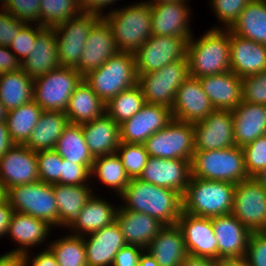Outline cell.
<instances>
[{
	"instance_id": "cell-1",
	"label": "cell",
	"mask_w": 266,
	"mask_h": 266,
	"mask_svg": "<svg viewBox=\"0 0 266 266\" xmlns=\"http://www.w3.org/2000/svg\"><path fill=\"white\" fill-rule=\"evenodd\" d=\"M125 210L145 213L157 218L164 225H176L183 211L182 195L139 178L130 179L128 186L118 196Z\"/></svg>"
},
{
	"instance_id": "cell-2",
	"label": "cell",
	"mask_w": 266,
	"mask_h": 266,
	"mask_svg": "<svg viewBox=\"0 0 266 266\" xmlns=\"http://www.w3.org/2000/svg\"><path fill=\"white\" fill-rule=\"evenodd\" d=\"M188 40L189 75L200 78L230 71V29H210Z\"/></svg>"
},
{
	"instance_id": "cell-3",
	"label": "cell",
	"mask_w": 266,
	"mask_h": 266,
	"mask_svg": "<svg viewBox=\"0 0 266 266\" xmlns=\"http://www.w3.org/2000/svg\"><path fill=\"white\" fill-rule=\"evenodd\" d=\"M119 52L135 53L152 36L151 6L144 0L115 7L103 17Z\"/></svg>"
},
{
	"instance_id": "cell-4",
	"label": "cell",
	"mask_w": 266,
	"mask_h": 266,
	"mask_svg": "<svg viewBox=\"0 0 266 266\" xmlns=\"http://www.w3.org/2000/svg\"><path fill=\"white\" fill-rule=\"evenodd\" d=\"M235 184L192 177L182 196L183 212L213 218L232 212Z\"/></svg>"
},
{
	"instance_id": "cell-5",
	"label": "cell",
	"mask_w": 266,
	"mask_h": 266,
	"mask_svg": "<svg viewBox=\"0 0 266 266\" xmlns=\"http://www.w3.org/2000/svg\"><path fill=\"white\" fill-rule=\"evenodd\" d=\"M83 80L106 104L120 92L138 84L135 55L118 52L102 66L90 71Z\"/></svg>"
},
{
	"instance_id": "cell-6",
	"label": "cell",
	"mask_w": 266,
	"mask_h": 266,
	"mask_svg": "<svg viewBox=\"0 0 266 266\" xmlns=\"http://www.w3.org/2000/svg\"><path fill=\"white\" fill-rule=\"evenodd\" d=\"M191 176L206 180L237 184L249 177L242 147L195 151L191 160Z\"/></svg>"
},
{
	"instance_id": "cell-7",
	"label": "cell",
	"mask_w": 266,
	"mask_h": 266,
	"mask_svg": "<svg viewBox=\"0 0 266 266\" xmlns=\"http://www.w3.org/2000/svg\"><path fill=\"white\" fill-rule=\"evenodd\" d=\"M83 76L71 67H59L34 79L33 100L43 111L66 112L70 97Z\"/></svg>"
},
{
	"instance_id": "cell-8",
	"label": "cell",
	"mask_w": 266,
	"mask_h": 266,
	"mask_svg": "<svg viewBox=\"0 0 266 266\" xmlns=\"http://www.w3.org/2000/svg\"><path fill=\"white\" fill-rule=\"evenodd\" d=\"M4 196L14 211L42 219L58 229V208L52 184L41 181L9 188Z\"/></svg>"
},
{
	"instance_id": "cell-9",
	"label": "cell",
	"mask_w": 266,
	"mask_h": 266,
	"mask_svg": "<svg viewBox=\"0 0 266 266\" xmlns=\"http://www.w3.org/2000/svg\"><path fill=\"white\" fill-rule=\"evenodd\" d=\"M189 76L188 61L185 57L155 72L138 74V85L142 89L145 103L171 109L178 88Z\"/></svg>"
},
{
	"instance_id": "cell-10",
	"label": "cell",
	"mask_w": 266,
	"mask_h": 266,
	"mask_svg": "<svg viewBox=\"0 0 266 266\" xmlns=\"http://www.w3.org/2000/svg\"><path fill=\"white\" fill-rule=\"evenodd\" d=\"M144 146L149 157L192 160L195 152L194 125L173 119L149 137Z\"/></svg>"
},
{
	"instance_id": "cell-11",
	"label": "cell",
	"mask_w": 266,
	"mask_h": 266,
	"mask_svg": "<svg viewBox=\"0 0 266 266\" xmlns=\"http://www.w3.org/2000/svg\"><path fill=\"white\" fill-rule=\"evenodd\" d=\"M100 18L95 14L80 12L66 22L53 27L61 67L75 68L78 65L90 29Z\"/></svg>"
},
{
	"instance_id": "cell-12",
	"label": "cell",
	"mask_w": 266,
	"mask_h": 266,
	"mask_svg": "<svg viewBox=\"0 0 266 266\" xmlns=\"http://www.w3.org/2000/svg\"><path fill=\"white\" fill-rule=\"evenodd\" d=\"M231 214L251 232H266V190L255 178L235 184Z\"/></svg>"
},
{
	"instance_id": "cell-13",
	"label": "cell",
	"mask_w": 266,
	"mask_h": 266,
	"mask_svg": "<svg viewBox=\"0 0 266 266\" xmlns=\"http://www.w3.org/2000/svg\"><path fill=\"white\" fill-rule=\"evenodd\" d=\"M187 40L180 36L152 35L134 53L137 74L155 72L186 57Z\"/></svg>"
},
{
	"instance_id": "cell-14",
	"label": "cell",
	"mask_w": 266,
	"mask_h": 266,
	"mask_svg": "<svg viewBox=\"0 0 266 266\" xmlns=\"http://www.w3.org/2000/svg\"><path fill=\"white\" fill-rule=\"evenodd\" d=\"M195 151L227 149L236 146L232 111L214 110L204 120L194 123Z\"/></svg>"
},
{
	"instance_id": "cell-15",
	"label": "cell",
	"mask_w": 266,
	"mask_h": 266,
	"mask_svg": "<svg viewBox=\"0 0 266 266\" xmlns=\"http://www.w3.org/2000/svg\"><path fill=\"white\" fill-rule=\"evenodd\" d=\"M38 181L36 152L24 144H14L0 158V184L4 193L14 186Z\"/></svg>"
},
{
	"instance_id": "cell-16",
	"label": "cell",
	"mask_w": 266,
	"mask_h": 266,
	"mask_svg": "<svg viewBox=\"0 0 266 266\" xmlns=\"http://www.w3.org/2000/svg\"><path fill=\"white\" fill-rule=\"evenodd\" d=\"M172 120L170 108L145 103L139 112L119 125L120 142L144 144L149 137Z\"/></svg>"
},
{
	"instance_id": "cell-17",
	"label": "cell",
	"mask_w": 266,
	"mask_h": 266,
	"mask_svg": "<svg viewBox=\"0 0 266 266\" xmlns=\"http://www.w3.org/2000/svg\"><path fill=\"white\" fill-rule=\"evenodd\" d=\"M188 255L218 260V244L212 218L193 216L182 211L177 220Z\"/></svg>"
},
{
	"instance_id": "cell-18",
	"label": "cell",
	"mask_w": 266,
	"mask_h": 266,
	"mask_svg": "<svg viewBox=\"0 0 266 266\" xmlns=\"http://www.w3.org/2000/svg\"><path fill=\"white\" fill-rule=\"evenodd\" d=\"M53 228V226L42 219L14 211L6 236L10 237V241L14 245L17 244V247L6 252V254L22 256L29 251L32 253V250L38 246L41 247L43 245L44 247L43 242H50L49 238L52 235L50 233H52Z\"/></svg>"
},
{
	"instance_id": "cell-19",
	"label": "cell",
	"mask_w": 266,
	"mask_h": 266,
	"mask_svg": "<svg viewBox=\"0 0 266 266\" xmlns=\"http://www.w3.org/2000/svg\"><path fill=\"white\" fill-rule=\"evenodd\" d=\"M191 178V160L149 157L139 179L184 195Z\"/></svg>"
},
{
	"instance_id": "cell-20",
	"label": "cell",
	"mask_w": 266,
	"mask_h": 266,
	"mask_svg": "<svg viewBox=\"0 0 266 266\" xmlns=\"http://www.w3.org/2000/svg\"><path fill=\"white\" fill-rule=\"evenodd\" d=\"M189 1L160 3L151 6L152 35L180 36L187 41L193 36Z\"/></svg>"
},
{
	"instance_id": "cell-21",
	"label": "cell",
	"mask_w": 266,
	"mask_h": 266,
	"mask_svg": "<svg viewBox=\"0 0 266 266\" xmlns=\"http://www.w3.org/2000/svg\"><path fill=\"white\" fill-rule=\"evenodd\" d=\"M171 110L173 119L194 124L204 120L215 109L199 79L189 76L178 88Z\"/></svg>"
},
{
	"instance_id": "cell-22",
	"label": "cell",
	"mask_w": 266,
	"mask_h": 266,
	"mask_svg": "<svg viewBox=\"0 0 266 266\" xmlns=\"http://www.w3.org/2000/svg\"><path fill=\"white\" fill-rule=\"evenodd\" d=\"M109 24L100 18L90 29L81 59L75 67L83 77L118 53Z\"/></svg>"
},
{
	"instance_id": "cell-23",
	"label": "cell",
	"mask_w": 266,
	"mask_h": 266,
	"mask_svg": "<svg viewBox=\"0 0 266 266\" xmlns=\"http://www.w3.org/2000/svg\"><path fill=\"white\" fill-rule=\"evenodd\" d=\"M212 227L218 244V260L243 258L251 231L234 215H220L212 218Z\"/></svg>"
},
{
	"instance_id": "cell-24",
	"label": "cell",
	"mask_w": 266,
	"mask_h": 266,
	"mask_svg": "<svg viewBox=\"0 0 266 266\" xmlns=\"http://www.w3.org/2000/svg\"><path fill=\"white\" fill-rule=\"evenodd\" d=\"M83 239L88 266H112L116 253L127 245L116 221Z\"/></svg>"
},
{
	"instance_id": "cell-25",
	"label": "cell",
	"mask_w": 266,
	"mask_h": 266,
	"mask_svg": "<svg viewBox=\"0 0 266 266\" xmlns=\"http://www.w3.org/2000/svg\"><path fill=\"white\" fill-rule=\"evenodd\" d=\"M230 71L240 78L266 71V45L230 30Z\"/></svg>"
},
{
	"instance_id": "cell-26",
	"label": "cell",
	"mask_w": 266,
	"mask_h": 266,
	"mask_svg": "<svg viewBox=\"0 0 266 266\" xmlns=\"http://www.w3.org/2000/svg\"><path fill=\"white\" fill-rule=\"evenodd\" d=\"M215 110L233 111L242 101V78L234 72L198 78Z\"/></svg>"
},
{
	"instance_id": "cell-27",
	"label": "cell",
	"mask_w": 266,
	"mask_h": 266,
	"mask_svg": "<svg viewBox=\"0 0 266 266\" xmlns=\"http://www.w3.org/2000/svg\"><path fill=\"white\" fill-rule=\"evenodd\" d=\"M116 222L121 229L127 245H133L147 249L149 243L165 226L157 218L145 213L118 207Z\"/></svg>"
},
{
	"instance_id": "cell-28",
	"label": "cell",
	"mask_w": 266,
	"mask_h": 266,
	"mask_svg": "<svg viewBox=\"0 0 266 266\" xmlns=\"http://www.w3.org/2000/svg\"><path fill=\"white\" fill-rule=\"evenodd\" d=\"M58 208V227L68 230L96 190L92 185L52 184Z\"/></svg>"
},
{
	"instance_id": "cell-29",
	"label": "cell",
	"mask_w": 266,
	"mask_h": 266,
	"mask_svg": "<svg viewBox=\"0 0 266 266\" xmlns=\"http://www.w3.org/2000/svg\"><path fill=\"white\" fill-rule=\"evenodd\" d=\"M61 67L58 46L53 28H45L38 36L21 69L30 77L37 78Z\"/></svg>"
},
{
	"instance_id": "cell-30",
	"label": "cell",
	"mask_w": 266,
	"mask_h": 266,
	"mask_svg": "<svg viewBox=\"0 0 266 266\" xmlns=\"http://www.w3.org/2000/svg\"><path fill=\"white\" fill-rule=\"evenodd\" d=\"M85 142L93 158L116 153L120 144L119 124L106 113L81 124Z\"/></svg>"
},
{
	"instance_id": "cell-31",
	"label": "cell",
	"mask_w": 266,
	"mask_h": 266,
	"mask_svg": "<svg viewBox=\"0 0 266 266\" xmlns=\"http://www.w3.org/2000/svg\"><path fill=\"white\" fill-rule=\"evenodd\" d=\"M235 145L243 147L266 134V105L241 101L232 111Z\"/></svg>"
},
{
	"instance_id": "cell-32",
	"label": "cell",
	"mask_w": 266,
	"mask_h": 266,
	"mask_svg": "<svg viewBox=\"0 0 266 266\" xmlns=\"http://www.w3.org/2000/svg\"><path fill=\"white\" fill-rule=\"evenodd\" d=\"M110 200L97 195V192L85 204L76 222L69 228L72 235L87 236L116 221V206ZM72 230V231H71Z\"/></svg>"
},
{
	"instance_id": "cell-33",
	"label": "cell",
	"mask_w": 266,
	"mask_h": 266,
	"mask_svg": "<svg viewBox=\"0 0 266 266\" xmlns=\"http://www.w3.org/2000/svg\"><path fill=\"white\" fill-rule=\"evenodd\" d=\"M148 251L159 266H181L188 256L183 234L176 225H165L149 243Z\"/></svg>"
},
{
	"instance_id": "cell-34",
	"label": "cell",
	"mask_w": 266,
	"mask_h": 266,
	"mask_svg": "<svg viewBox=\"0 0 266 266\" xmlns=\"http://www.w3.org/2000/svg\"><path fill=\"white\" fill-rule=\"evenodd\" d=\"M68 124V117L65 113L59 111H43L24 145L36 153L53 150L64 128Z\"/></svg>"
},
{
	"instance_id": "cell-35",
	"label": "cell",
	"mask_w": 266,
	"mask_h": 266,
	"mask_svg": "<svg viewBox=\"0 0 266 266\" xmlns=\"http://www.w3.org/2000/svg\"><path fill=\"white\" fill-rule=\"evenodd\" d=\"M104 102L84 81L73 91L65 115L69 123L83 124L105 114Z\"/></svg>"
},
{
	"instance_id": "cell-36",
	"label": "cell",
	"mask_w": 266,
	"mask_h": 266,
	"mask_svg": "<svg viewBox=\"0 0 266 266\" xmlns=\"http://www.w3.org/2000/svg\"><path fill=\"white\" fill-rule=\"evenodd\" d=\"M34 79L22 69L0 74V101L8 111L33 101Z\"/></svg>"
},
{
	"instance_id": "cell-37",
	"label": "cell",
	"mask_w": 266,
	"mask_h": 266,
	"mask_svg": "<svg viewBox=\"0 0 266 266\" xmlns=\"http://www.w3.org/2000/svg\"><path fill=\"white\" fill-rule=\"evenodd\" d=\"M230 30L240 37L266 45V0H252Z\"/></svg>"
},
{
	"instance_id": "cell-38",
	"label": "cell",
	"mask_w": 266,
	"mask_h": 266,
	"mask_svg": "<svg viewBox=\"0 0 266 266\" xmlns=\"http://www.w3.org/2000/svg\"><path fill=\"white\" fill-rule=\"evenodd\" d=\"M98 180L99 184L107 187V190L120 195L128 186L130 178L127 176L124 166L117 153L103 155L94 158L91 168V180Z\"/></svg>"
},
{
	"instance_id": "cell-39",
	"label": "cell",
	"mask_w": 266,
	"mask_h": 266,
	"mask_svg": "<svg viewBox=\"0 0 266 266\" xmlns=\"http://www.w3.org/2000/svg\"><path fill=\"white\" fill-rule=\"evenodd\" d=\"M63 159L74 164L93 165L94 158L85 142L81 124L69 123L54 149Z\"/></svg>"
},
{
	"instance_id": "cell-40",
	"label": "cell",
	"mask_w": 266,
	"mask_h": 266,
	"mask_svg": "<svg viewBox=\"0 0 266 266\" xmlns=\"http://www.w3.org/2000/svg\"><path fill=\"white\" fill-rule=\"evenodd\" d=\"M42 112L34 100L8 111L6 125L15 144L27 142Z\"/></svg>"
},
{
	"instance_id": "cell-41",
	"label": "cell",
	"mask_w": 266,
	"mask_h": 266,
	"mask_svg": "<svg viewBox=\"0 0 266 266\" xmlns=\"http://www.w3.org/2000/svg\"><path fill=\"white\" fill-rule=\"evenodd\" d=\"M61 237L45 242V248H49L55 255L58 266H88L83 237L70 232Z\"/></svg>"
},
{
	"instance_id": "cell-42",
	"label": "cell",
	"mask_w": 266,
	"mask_h": 266,
	"mask_svg": "<svg viewBox=\"0 0 266 266\" xmlns=\"http://www.w3.org/2000/svg\"><path fill=\"white\" fill-rule=\"evenodd\" d=\"M144 104L142 89L137 84L120 92L106 103L105 113L120 125L139 112Z\"/></svg>"
},
{
	"instance_id": "cell-43",
	"label": "cell",
	"mask_w": 266,
	"mask_h": 266,
	"mask_svg": "<svg viewBox=\"0 0 266 266\" xmlns=\"http://www.w3.org/2000/svg\"><path fill=\"white\" fill-rule=\"evenodd\" d=\"M79 13L78 0H41L38 24L44 28H53Z\"/></svg>"
},
{
	"instance_id": "cell-44",
	"label": "cell",
	"mask_w": 266,
	"mask_h": 266,
	"mask_svg": "<svg viewBox=\"0 0 266 266\" xmlns=\"http://www.w3.org/2000/svg\"><path fill=\"white\" fill-rule=\"evenodd\" d=\"M116 153L124 166L127 176L130 179L139 178L149 158L144 144L120 142Z\"/></svg>"
},
{
	"instance_id": "cell-45",
	"label": "cell",
	"mask_w": 266,
	"mask_h": 266,
	"mask_svg": "<svg viewBox=\"0 0 266 266\" xmlns=\"http://www.w3.org/2000/svg\"><path fill=\"white\" fill-rule=\"evenodd\" d=\"M210 9L218 20L212 29H230L238 20L241 12L252 0H209ZM221 22V23H220Z\"/></svg>"
},
{
	"instance_id": "cell-46",
	"label": "cell",
	"mask_w": 266,
	"mask_h": 266,
	"mask_svg": "<svg viewBox=\"0 0 266 266\" xmlns=\"http://www.w3.org/2000/svg\"><path fill=\"white\" fill-rule=\"evenodd\" d=\"M39 181L55 184L60 180L62 157L53 149L36 153Z\"/></svg>"
},
{
	"instance_id": "cell-47",
	"label": "cell",
	"mask_w": 266,
	"mask_h": 266,
	"mask_svg": "<svg viewBox=\"0 0 266 266\" xmlns=\"http://www.w3.org/2000/svg\"><path fill=\"white\" fill-rule=\"evenodd\" d=\"M245 168L249 177H254L266 167V134L242 147Z\"/></svg>"
},
{
	"instance_id": "cell-48",
	"label": "cell",
	"mask_w": 266,
	"mask_h": 266,
	"mask_svg": "<svg viewBox=\"0 0 266 266\" xmlns=\"http://www.w3.org/2000/svg\"><path fill=\"white\" fill-rule=\"evenodd\" d=\"M41 0H0V6L14 17L27 24H38L40 21Z\"/></svg>"
},
{
	"instance_id": "cell-49",
	"label": "cell",
	"mask_w": 266,
	"mask_h": 266,
	"mask_svg": "<svg viewBox=\"0 0 266 266\" xmlns=\"http://www.w3.org/2000/svg\"><path fill=\"white\" fill-rule=\"evenodd\" d=\"M45 28L39 24H26L8 47L21 63L31 55V49L35 45L37 36Z\"/></svg>"
},
{
	"instance_id": "cell-50",
	"label": "cell",
	"mask_w": 266,
	"mask_h": 266,
	"mask_svg": "<svg viewBox=\"0 0 266 266\" xmlns=\"http://www.w3.org/2000/svg\"><path fill=\"white\" fill-rule=\"evenodd\" d=\"M242 100L266 105V71L242 78Z\"/></svg>"
},
{
	"instance_id": "cell-51",
	"label": "cell",
	"mask_w": 266,
	"mask_h": 266,
	"mask_svg": "<svg viewBox=\"0 0 266 266\" xmlns=\"http://www.w3.org/2000/svg\"><path fill=\"white\" fill-rule=\"evenodd\" d=\"M91 168L92 165L74 164L62 158L61 177L57 183L65 185H95V183L91 182Z\"/></svg>"
},
{
	"instance_id": "cell-52",
	"label": "cell",
	"mask_w": 266,
	"mask_h": 266,
	"mask_svg": "<svg viewBox=\"0 0 266 266\" xmlns=\"http://www.w3.org/2000/svg\"><path fill=\"white\" fill-rule=\"evenodd\" d=\"M249 266H266V232H252L245 256Z\"/></svg>"
},
{
	"instance_id": "cell-53",
	"label": "cell",
	"mask_w": 266,
	"mask_h": 266,
	"mask_svg": "<svg viewBox=\"0 0 266 266\" xmlns=\"http://www.w3.org/2000/svg\"><path fill=\"white\" fill-rule=\"evenodd\" d=\"M0 46L9 47L20 30L27 24L0 6Z\"/></svg>"
},
{
	"instance_id": "cell-54",
	"label": "cell",
	"mask_w": 266,
	"mask_h": 266,
	"mask_svg": "<svg viewBox=\"0 0 266 266\" xmlns=\"http://www.w3.org/2000/svg\"><path fill=\"white\" fill-rule=\"evenodd\" d=\"M143 251L141 247L126 245L116 253L112 266H139V258Z\"/></svg>"
},
{
	"instance_id": "cell-55",
	"label": "cell",
	"mask_w": 266,
	"mask_h": 266,
	"mask_svg": "<svg viewBox=\"0 0 266 266\" xmlns=\"http://www.w3.org/2000/svg\"><path fill=\"white\" fill-rule=\"evenodd\" d=\"M40 249L37 254L32 255L30 251L23 254L22 266H58L56 257L49 248Z\"/></svg>"
},
{
	"instance_id": "cell-56",
	"label": "cell",
	"mask_w": 266,
	"mask_h": 266,
	"mask_svg": "<svg viewBox=\"0 0 266 266\" xmlns=\"http://www.w3.org/2000/svg\"><path fill=\"white\" fill-rule=\"evenodd\" d=\"M118 1L119 0H78V5L80 12L95 14L103 18L106 15L105 8H109L110 10H108V13H110L114 10L112 8L115 6L113 3L117 4Z\"/></svg>"
},
{
	"instance_id": "cell-57",
	"label": "cell",
	"mask_w": 266,
	"mask_h": 266,
	"mask_svg": "<svg viewBox=\"0 0 266 266\" xmlns=\"http://www.w3.org/2000/svg\"><path fill=\"white\" fill-rule=\"evenodd\" d=\"M21 64L8 47L0 46V74L19 71Z\"/></svg>"
},
{
	"instance_id": "cell-58",
	"label": "cell",
	"mask_w": 266,
	"mask_h": 266,
	"mask_svg": "<svg viewBox=\"0 0 266 266\" xmlns=\"http://www.w3.org/2000/svg\"><path fill=\"white\" fill-rule=\"evenodd\" d=\"M14 213L13 207L4 196L0 199V240L6 237L8 226Z\"/></svg>"
},
{
	"instance_id": "cell-59",
	"label": "cell",
	"mask_w": 266,
	"mask_h": 266,
	"mask_svg": "<svg viewBox=\"0 0 266 266\" xmlns=\"http://www.w3.org/2000/svg\"><path fill=\"white\" fill-rule=\"evenodd\" d=\"M6 125V121L0 122V158L14 145Z\"/></svg>"
},
{
	"instance_id": "cell-60",
	"label": "cell",
	"mask_w": 266,
	"mask_h": 266,
	"mask_svg": "<svg viewBox=\"0 0 266 266\" xmlns=\"http://www.w3.org/2000/svg\"><path fill=\"white\" fill-rule=\"evenodd\" d=\"M181 266H217V261L188 255Z\"/></svg>"
},
{
	"instance_id": "cell-61",
	"label": "cell",
	"mask_w": 266,
	"mask_h": 266,
	"mask_svg": "<svg viewBox=\"0 0 266 266\" xmlns=\"http://www.w3.org/2000/svg\"><path fill=\"white\" fill-rule=\"evenodd\" d=\"M0 266H22V257L15 254H1Z\"/></svg>"
},
{
	"instance_id": "cell-62",
	"label": "cell",
	"mask_w": 266,
	"mask_h": 266,
	"mask_svg": "<svg viewBox=\"0 0 266 266\" xmlns=\"http://www.w3.org/2000/svg\"><path fill=\"white\" fill-rule=\"evenodd\" d=\"M217 266H249L245 257L243 258H231V259H219L217 260Z\"/></svg>"
},
{
	"instance_id": "cell-63",
	"label": "cell",
	"mask_w": 266,
	"mask_h": 266,
	"mask_svg": "<svg viewBox=\"0 0 266 266\" xmlns=\"http://www.w3.org/2000/svg\"><path fill=\"white\" fill-rule=\"evenodd\" d=\"M139 266H159L154 257L144 250L139 258Z\"/></svg>"
},
{
	"instance_id": "cell-64",
	"label": "cell",
	"mask_w": 266,
	"mask_h": 266,
	"mask_svg": "<svg viewBox=\"0 0 266 266\" xmlns=\"http://www.w3.org/2000/svg\"><path fill=\"white\" fill-rule=\"evenodd\" d=\"M253 178H255V180L266 190V167Z\"/></svg>"
},
{
	"instance_id": "cell-65",
	"label": "cell",
	"mask_w": 266,
	"mask_h": 266,
	"mask_svg": "<svg viewBox=\"0 0 266 266\" xmlns=\"http://www.w3.org/2000/svg\"><path fill=\"white\" fill-rule=\"evenodd\" d=\"M149 5H155L160 3H173L178 1H190V0H145Z\"/></svg>"
},
{
	"instance_id": "cell-66",
	"label": "cell",
	"mask_w": 266,
	"mask_h": 266,
	"mask_svg": "<svg viewBox=\"0 0 266 266\" xmlns=\"http://www.w3.org/2000/svg\"><path fill=\"white\" fill-rule=\"evenodd\" d=\"M8 115L7 108L0 101V122L6 121Z\"/></svg>"
},
{
	"instance_id": "cell-67",
	"label": "cell",
	"mask_w": 266,
	"mask_h": 266,
	"mask_svg": "<svg viewBox=\"0 0 266 266\" xmlns=\"http://www.w3.org/2000/svg\"><path fill=\"white\" fill-rule=\"evenodd\" d=\"M2 197H4V191H3L2 187H1V184H0V199Z\"/></svg>"
}]
</instances>
